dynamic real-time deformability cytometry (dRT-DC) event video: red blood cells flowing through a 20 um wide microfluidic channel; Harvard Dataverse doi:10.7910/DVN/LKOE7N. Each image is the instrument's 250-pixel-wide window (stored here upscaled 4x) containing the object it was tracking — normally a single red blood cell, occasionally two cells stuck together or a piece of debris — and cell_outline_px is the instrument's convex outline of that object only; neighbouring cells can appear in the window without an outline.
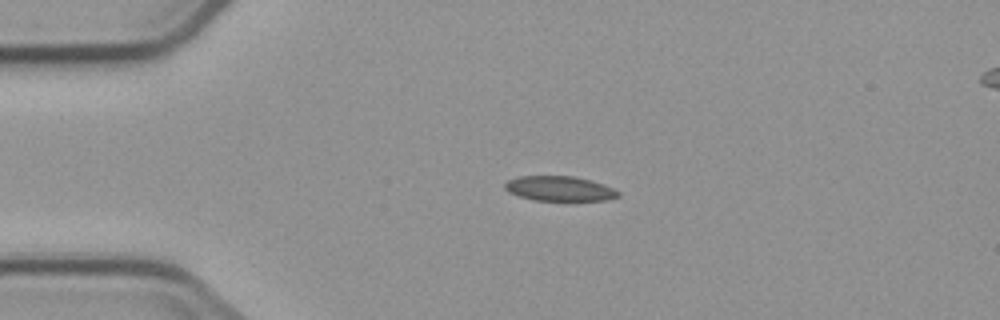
{"species": "common noctule bat (a hibernating species)", "species_latin": "Nyctalus noctula", "temperature_condition": "cold", "stored_images_in_passage": 4, "camera_frame_rate_fps": 3000, "um_per_image_px": 0.085, "animal": {"sex": "male", "body_mass_g": 23.1, "forearm_length_mm": 52.7}, "frame": {"image": 1, "passage_image": 3, "time_ms": 2.333, "image_size_px": [1000, 320], "cell_outline_px": [[620, 196], [608, 200], [536, 200], [520, 196], [508, 192], [504, 188], [504, 184], [508, 180], [520, 176], [576, 176], [604, 184], [620, 192]], "centroid_in_image_um": [47.57, 16.02], "position_along_channel_um": 37.4, "area_um2": 16.36}}
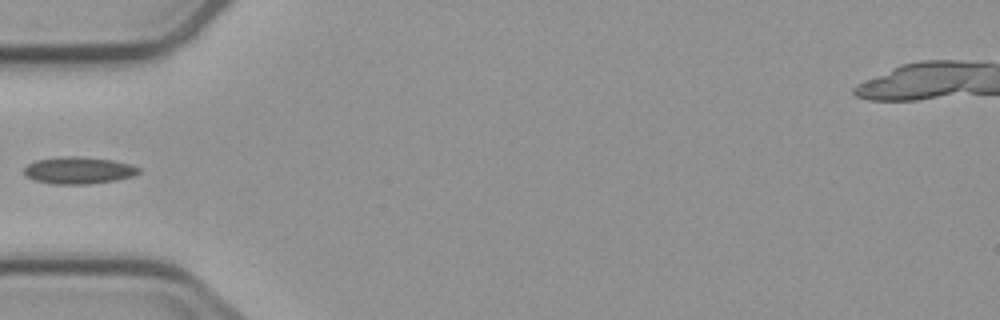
{"frame": {"image": 2, "passage_image": 4, "time_ms": 4.333, "image_size_px": [1000, 320], "cell_outline_px": [[140, 172], [132, 176], [116, 180], [88, 184], [52, 184], [36, 180], [28, 176], [24, 172], [24, 168], [28, 164], [36, 160], [60, 156], [80, 156], [112, 160], [132, 164], [140, 168]], "centroid_in_image_um": [6.7, 14.47], "position_along_channel_um": 78.3, "area_um2": 18.03}}